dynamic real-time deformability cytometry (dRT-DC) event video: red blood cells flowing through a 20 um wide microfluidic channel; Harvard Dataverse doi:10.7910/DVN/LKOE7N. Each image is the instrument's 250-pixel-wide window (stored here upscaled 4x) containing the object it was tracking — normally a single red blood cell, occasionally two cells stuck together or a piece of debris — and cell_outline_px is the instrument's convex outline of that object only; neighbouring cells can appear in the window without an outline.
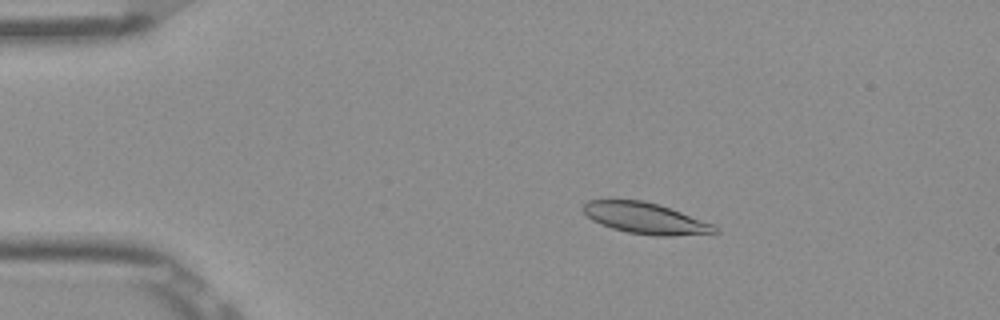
{"species": "Egyptian fruit bat (a non-hibernating species)", "species_latin": "Rousettus aegyptiacus", "temperature_condition": "room temperature", "stored_images_in_passage": 53, "camera_frame_rate_fps": 3000, "um_per_image_px": 0.085, "frame": {"image": 1, "passage_image": 10, "time_ms": 3.0, "image_size_px": [1000, 320], "cell_outline_px": [[720, 232], [672, 236], [656, 236], [628, 232], [612, 228], [600, 224], [592, 220], [580, 208], [588, 200], [644, 200], [660, 204], [716, 224]], "centroid_in_image_um": [54.9, 18.55], "position_along_channel_um": 30.1, "area_um2": 24.1}}
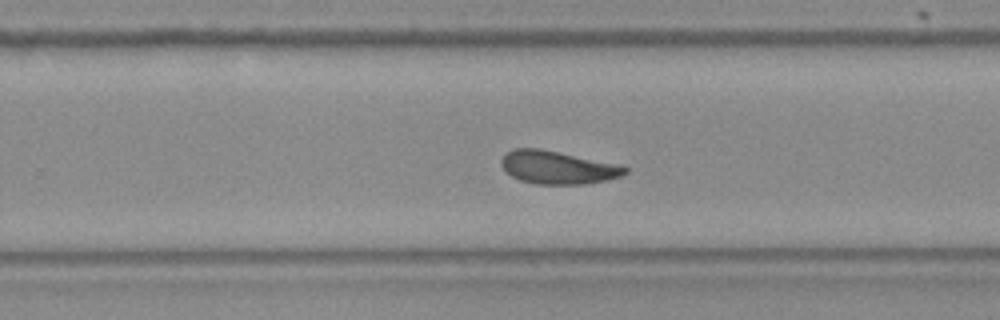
{"frame": {"image": 2, "passage_image": 34, "time_ms": 11.0, "image_size_px": [1000, 320], "cell_outline_px": [[628, 172], [620, 176], [608, 180], [584, 184], [536, 184], [520, 180], [512, 176], [500, 164], [500, 160], [504, 152], [516, 148], [540, 148], [620, 164], [628, 168]], "centroid_in_image_um": [47.41, 14.22], "position_along_channel_um": 282.4, "area_um2": 23.99}}
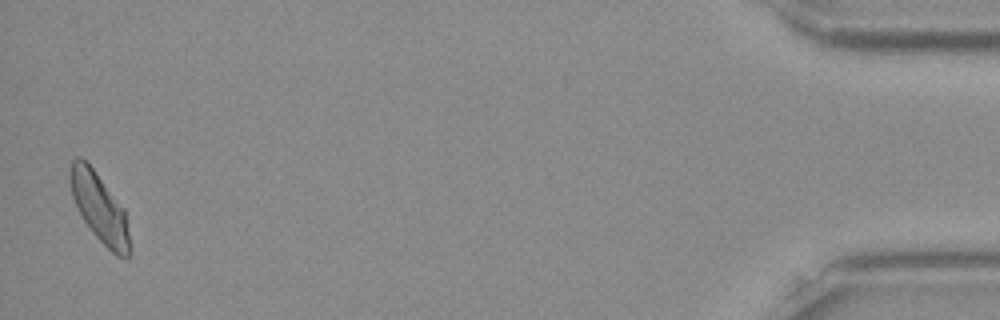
{"frame": {"image": 3, "passage_image": 52, "time_ms": 17.0, "image_size_px": [1000, 320], "cell_outline_px": [[128, 260], [124, 260], [116, 256], [92, 232], [84, 220], [72, 196], [68, 176], [72, 160], [76, 156], [80, 156], [92, 168], [124, 208], [128, 236]], "centroid_in_image_um": [8.42, 17.65], "position_along_channel_um": 426.8, "area_um2": 23.35}, "authors_computed_cell_mechanics": {"area_um2": 23.8136, "velocity_mm_per_s": 3.8667, "shape_relaxation_time_tau1_ms": 7.2537, "shape_relaxation_time_tau2_ms": 3.6878, "deformation_change_tau1": 0.1727, "deformation_change_tau2": 0.1002}}